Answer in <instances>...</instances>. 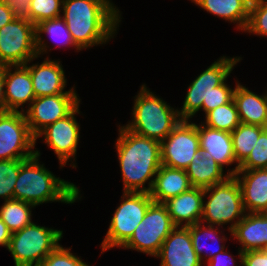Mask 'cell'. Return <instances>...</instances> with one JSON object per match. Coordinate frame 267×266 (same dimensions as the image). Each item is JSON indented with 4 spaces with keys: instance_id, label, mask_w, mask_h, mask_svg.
I'll return each instance as SVG.
<instances>
[{
    "instance_id": "1",
    "label": "cell",
    "mask_w": 267,
    "mask_h": 266,
    "mask_svg": "<svg viewBox=\"0 0 267 266\" xmlns=\"http://www.w3.org/2000/svg\"><path fill=\"white\" fill-rule=\"evenodd\" d=\"M121 14L112 0H63L61 17L75 44L84 50L115 38Z\"/></svg>"
},
{
    "instance_id": "2",
    "label": "cell",
    "mask_w": 267,
    "mask_h": 266,
    "mask_svg": "<svg viewBox=\"0 0 267 266\" xmlns=\"http://www.w3.org/2000/svg\"><path fill=\"white\" fill-rule=\"evenodd\" d=\"M118 132L115 149L121 169L122 191L149 193L162 165L160 142L139 136L122 125L118 126Z\"/></svg>"
},
{
    "instance_id": "3",
    "label": "cell",
    "mask_w": 267,
    "mask_h": 266,
    "mask_svg": "<svg viewBox=\"0 0 267 266\" xmlns=\"http://www.w3.org/2000/svg\"><path fill=\"white\" fill-rule=\"evenodd\" d=\"M40 156V150L36 149L34 156L21 162L13 199L35 207L49 202L74 204L79 201L83 197L79 187L53 174L39 162Z\"/></svg>"
},
{
    "instance_id": "4",
    "label": "cell",
    "mask_w": 267,
    "mask_h": 266,
    "mask_svg": "<svg viewBox=\"0 0 267 266\" xmlns=\"http://www.w3.org/2000/svg\"><path fill=\"white\" fill-rule=\"evenodd\" d=\"M132 119L123 125L129 131L162 142L182 120L178 108H173L160 96L142 84L134 97Z\"/></svg>"
},
{
    "instance_id": "5",
    "label": "cell",
    "mask_w": 267,
    "mask_h": 266,
    "mask_svg": "<svg viewBox=\"0 0 267 266\" xmlns=\"http://www.w3.org/2000/svg\"><path fill=\"white\" fill-rule=\"evenodd\" d=\"M201 223L206 225H225L232 236L233 228L241 221L246 212L243 207L240 184L235 176L204 188ZM206 222V223H205Z\"/></svg>"
},
{
    "instance_id": "6",
    "label": "cell",
    "mask_w": 267,
    "mask_h": 266,
    "mask_svg": "<svg viewBox=\"0 0 267 266\" xmlns=\"http://www.w3.org/2000/svg\"><path fill=\"white\" fill-rule=\"evenodd\" d=\"M63 231L40 226L34 222L11 234L6 250L11 252L15 266L40 265L60 243Z\"/></svg>"
},
{
    "instance_id": "7",
    "label": "cell",
    "mask_w": 267,
    "mask_h": 266,
    "mask_svg": "<svg viewBox=\"0 0 267 266\" xmlns=\"http://www.w3.org/2000/svg\"><path fill=\"white\" fill-rule=\"evenodd\" d=\"M120 202L100 244L101 255L115 247L120 249L131 238L154 201L147 192H123Z\"/></svg>"
},
{
    "instance_id": "8",
    "label": "cell",
    "mask_w": 267,
    "mask_h": 266,
    "mask_svg": "<svg viewBox=\"0 0 267 266\" xmlns=\"http://www.w3.org/2000/svg\"><path fill=\"white\" fill-rule=\"evenodd\" d=\"M243 60L242 57L221 56L207 69L203 70L187 87V93L182 108L178 109L182 120H190L200 110L202 104H208V96L213 88L221 85L233 71L234 67Z\"/></svg>"
},
{
    "instance_id": "9",
    "label": "cell",
    "mask_w": 267,
    "mask_h": 266,
    "mask_svg": "<svg viewBox=\"0 0 267 266\" xmlns=\"http://www.w3.org/2000/svg\"><path fill=\"white\" fill-rule=\"evenodd\" d=\"M175 227L166 206L153 202L131 238L120 249L135 250L155 258Z\"/></svg>"
},
{
    "instance_id": "10",
    "label": "cell",
    "mask_w": 267,
    "mask_h": 266,
    "mask_svg": "<svg viewBox=\"0 0 267 266\" xmlns=\"http://www.w3.org/2000/svg\"><path fill=\"white\" fill-rule=\"evenodd\" d=\"M37 57L36 26L15 18L0 29V64L25 65Z\"/></svg>"
},
{
    "instance_id": "11",
    "label": "cell",
    "mask_w": 267,
    "mask_h": 266,
    "mask_svg": "<svg viewBox=\"0 0 267 266\" xmlns=\"http://www.w3.org/2000/svg\"><path fill=\"white\" fill-rule=\"evenodd\" d=\"M36 143L23 112L0 113V160L28 159Z\"/></svg>"
},
{
    "instance_id": "12",
    "label": "cell",
    "mask_w": 267,
    "mask_h": 266,
    "mask_svg": "<svg viewBox=\"0 0 267 266\" xmlns=\"http://www.w3.org/2000/svg\"><path fill=\"white\" fill-rule=\"evenodd\" d=\"M80 104L65 118L44 128L35 138L43 137V142L57 155L59 165L77 167L76 154L80 141V125L76 119L80 115ZM76 115V117H75ZM68 162H72L67 164Z\"/></svg>"
},
{
    "instance_id": "13",
    "label": "cell",
    "mask_w": 267,
    "mask_h": 266,
    "mask_svg": "<svg viewBox=\"0 0 267 266\" xmlns=\"http://www.w3.org/2000/svg\"><path fill=\"white\" fill-rule=\"evenodd\" d=\"M198 150L200 142L197 124L181 120L160 142L161 163L167 167L186 170Z\"/></svg>"
},
{
    "instance_id": "14",
    "label": "cell",
    "mask_w": 267,
    "mask_h": 266,
    "mask_svg": "<svg viewBox=\"0 0 267 266\" xmlns=\"http://www.w3.org/2000/svg\"><path fill=\"white\" fill-rule=\"evenodd\" d=\"M80 102L77 93L36 97L23 113L31 133L36 138L44 128L69 115Z\"/></svg>"
},
{
    "instance_id": "15",
    "label": "cell",
    "mask_w": 267,
    "mask_h": 266,
    "mask_svg": "<svg viewBox=\"0 0 267 266\" xmlns=\"http://www.w3.org/2000/svg\"><path fill=\"white\" fill-rule=\"evenodd\" d=\"M38 58L37 56L25 64L29 69L33 91L36 97L53 96L61 93H77L75 86L68 91L65 90L67 79L63 65L59 59L52 60L47 56L43 62L33 64L32 62ZM30 63L32 64L30 65Z\"/></svg>"
},
{
    "instance_id": "16",
    "label": "cell",
    "mask_w": 267,
    "mask_h": 266,
    "mask_svg": "<svg viewBox=\"0 0 267 266\" xmlns=\"http://www.w3.org/2000/svg\"><path fill=\"white\" fill-rule=\"evenodd\" d=\"M160 266H204L196 254L188 227L176 226L164 240L159 254Z\"/></svg>"
},
{
    "instance_id": "17",
    "label": "cell",
    "mask_w": 267,
    "mask_h": 266,
    "mask_svg": "<svg viewBox=\"0 0 267 266\" xmlns=\"http://www.w3.org/2000/svg\"><path fill=\"white\" fill-rule=\"evenodd\" d=\"M4 95L5 111L13 112H24L25 104L27 109L36 98L29 69L25 65L5 66Z\"/></svg>"
},
{
    "instance_id": "18",
    "label": "cell",
    "mask_w": 267,
    "mask_h": 266,
    "mask_svg": "<svg viewBox=\"0 0 267 266\" xmlns=\"http://www.w3.org/2000/svg\"><path fill=\"white\" fill-rule=\"evenodd\" d=\"M197 130L200 149L208 157L213 158L223 169L224 166H231L235 163L236 166L234 168L226 170L227 174L234 176L239 167H237L231 133L209 128L202 123L197 124Z\"/></svg>"
},
{
    "instance_id": "19",
    "label": "cell",
    "mask_w": 267,
    "mask_h": 266,
    "mask_svg": "<svg viewBox=\"0 0 267 266\" xmlns=\"http://www.w3.org/2000/svg\"><path fill=\"white\" fill-rule=\"evenodd\" d=\"M240 184L246 213H263L267 209V169L238 170L234 175Z\"/></svg>"
},
{
    "instance_id": "20",
    "label": "cell",
    "mask_w": 267,
    "mask_h": 266,
    "mask_svg": "<svg viewBox=\"0 0 267 266\" xmlns=\"http://www.w3.org/2000/svg\"><path fill=\"white\" fill-rule=\"evenodd\" d=\"M204 188L192 187L163 204L175 226L187 227L201 221Z\"/></svg>"
},
{
    "instance_id": "21",
    "label": "cell",
    "mask_w": 267,
    "mask_h": 266,
    "mask_svg": "<svg viewBox=\"0 0 267 266\" xmlns=\"http://www.w3.org/2000/svg\"><path fill=\"white\" fill-rule=\"evenodd\" d=\"M233 240L240 243L242 252L263 250L267 247V216L264 213H246L233 228Z\"/></svg>"
},
{
    "instance_id": "22",
    "label": "cell",
    "mask_w": 267,
    "mask_h": 266,
    "mask_svg": "<svg viewBox=\"0 0 267 266\" xmlns=\"http://www.w3.org/2000/svg\"><path fill=\"white\" fill-rule=\"evenodd\" d=\"M235 83L233 100L240 123L262 126L267 120V90L264 94L258 95L238 80Z\"/></svg>"
},
{
    "instance_id": "23",
    "label": "cell",
    "mask_w": 267,
    "mask_h": 266,
    "mask_svg": "<svg viewBox=\"0 0 267 266\" xmlns=\"http://www.w3.org/2000/svg\"><path fill=\"white\" fill-rule=\"evenodd\" d=\"M192 187L186 170L161 165L149 194L154 202L164 203Z\"/></svg>"
},
{
    "instance_id": "24",
    "label": "cell",
    "mask_w": 267,
    "mask_h": 266,
    "mask_svg": "<svg viewBox=\"0 0 267 266\" xmlns=\"http://www.w3.org/2000/svg\"><path fill=\"white\" fill-rule=\"evenodd\" d=\"M196 6L207 13L236 24L244 32L248 19L251 0H191Z\"/></svg>"
},
{
    "instance_id": "25",
    "label": "cell",
    "mask_w": 267,
    "mask_h": 266,
    "mask_svg": "<svg viewBox=\"0 0 267 266\" xmlns=\"http://www.w3.org/2000/svg\"><path fill=\"white\" fill-rule=\"evenodd\" d=\"M224 172V169L201 149L196 151L186 169L192 186L200 188H207L225 181L230 175Z\"/></svg>"
},
{
    "instance_id": "26",
    "label": "cell",
    "mask_w": 267,
    "mask_h": 266,
    "mask_svg": "<svg viewBox=\"0 0 267 266\" xmlns=\"http://www.w3.org/2000/svg\"><path fill=\"white\" fill-rule=\"evenodd\" d=\"M187 227L190 231L193 248L196 254L200 257V260L203 262V264L205 261L207 262L216 254L228 248L225 247L224 244L228 240L227 235H225L222 229H220V226L206 225L199 222ZM206 241H210L213 245H216V247L214 248L212 245H207ZM215 241L217 242V244L215 243ZM208 247H213V250L211 249V251H204V249Z\"/></svg>"
},
{
    "instance_id": "27",
    "label": "cell",
    "mask_w": 267,
    "mask_h": 266,
    "mask_svg": "<svg viewBox=\"0 0 267 266\" xmlns=\"http://www.w3.org/2000/svg\"><path fill=\"white\" fill-rule=\"evenodd\" d=\"M43 34L51 36L53 42L56 41V46H68V48H75L77 51H82L74 42L72 35L70 34L67 25L62 17L44 20L36 25V49L37 56L47 54L52 50V47L48 46V42L44 40ZM62 44V45H61ZM49 49V50H48Z\"/></svg>"
},
{
    "instance_id": "28",
    "label": "cell",
    "mask_w": 267,
    "mask_h": 266,
    "mask_svg": "<svg viewBox=\"0 0 267 266\" xmlns=\"http://www.w3.org/2000/svg\"><path fill=\"white\" fill-rule=\"evenodd\" d=\"M32 208L36 207L24 201L11 199L0 207V218L11 233L21 230L32 223Z\"/></svg>"
},
{
    "instance_id": "29",
    "label": "cell",
    "mask_w": 267,
    "mask_h": 266,
    "mask_svg": "<svg viewBox=\"0 0 267 266\" xmlns=\"http://www.w3.org/2000/svg\"><path fill=\"white\" fill-rule=\"evenodd\" d=\"M262 131V126L240 123L231 132L237 167L247 159Z\"/></svg>"
},
{
    "instance_id": "30",
    "label": "cell",
    "mask_w": 267,
    "mask_h": 266,
    "mask_svg": "<svg viewBox=\"0 0 267 266\" xmlns=\"http://www.w3.org/2000/svg\"><path fill=\"white\" fill-rule=\"evenodd\" d=\"M204 117L205 120L201 122L203 125L230 133L240 124L237 107L233 99L229 103L208 112Z\"/></svg>"
},
{
    "instance_id": "31",
    "label": "cell",
    "mask_w": 267,
    "mask_h": 266,
    "mask_svg": "<svg viewBox=\"0 0 267 266\" xmlns=\"http://www.w3.org/2000/svg\"><path fill=\"white\" fill-rule=\"evenodd\" d=\"M23 160H0V198L4 201L13 199L14 186Z\"/></svg>"
},
{
    "instance_id": "32",
    "label": "cell",
    "mask_w": 267,
    "mask_h": 266,
    "mask_svg": "<svg viewBox=\"0 0 267 266\" xmlns=\"http://www.w3.org/2000/svg\"><path fill=\"white\" fill-rule=\"evenodd\" d=\"M244 32L267 37V0H251L249 19Z\"/></svg>"
},
{
    "instance_id": "33",
    "label": "cell",
    "mask_w": 267,
    "mask_h": 266,
    "mask_svg": "<svg viewBox=\"0 0 267 266\" xmlns=\"http://www.w3.org/2000/svg\"><path fill=\"white\" fill-rule=\"evenodd\" d=\"M63 0H31L29 21L35 26L62 16Z\"/></svg>"
},
{
    "instance_id": "34",
    "label": "cell",
    "mask_w": 267,
    "mask_h": 266,
    "mask_svg": "<svg viewBox=\"0 0 267 266\" xmlns=\"http://www.w3.org/2000/svg\"><path fill=\"white\" fill-rule=\"evenodd\" d=\"M72 247L65 248L58 245L46 258L41 262V266H91L84 262L81 256L71 253Z\"/></svg>"
},
{
    "instance_id": "35",
    "label": "cell",
    "mask_w": 267,
    "mask_h": 266,
    "mask_svg": "<svg viewBox=\"0 0 267 266\" xmlns=\"http://www.w3.org/2000/svg\"><path fill=\"white\" fill-rule=\"evenodd\" d=\"M267 169V136L261 132L256 145L238 170Z\"/></svg>"
},
{
    "instance_id": "36",
    "label": "cell",
    "mask_w": 267,
    "mask_h": 266,
    "mask_svg": "<svg viewBox=\"0 0 267 266\" xmlns=\"http://www.w3.org/2000/svg\"><path fill=\"white\" fill-rule=\"evenodd\" d=\"M227 79L219 86L213 88V91L208 96V104H202V111L206 115L218 106L229 103L233 99L234 89L228 85Z\"/></svg>"
},
{
    "instance_id": "37",
    "label": "cell",
    "mask_w": 267,
    "mask_h": 266,
    "mask_svg": "<svg viewBox=\"0 0 267 266\" xmlns=\"http://www.w3.org/2000/svg\"><path fill=\"white\" fill-rule=\"evenodd\" d=\"M237 255L240 266H267V254L264 250L242 252L238 249Z\"/></svg>"
},
{
    "instance_id": "38",
    "label": "cell",
    "mask_w": 267,
    "mask_h": 266,
    "mask_svg": "<svg viewBox=\"0 0 267 266\" xmlns=\"http://www.w3.org/2000/svg\"><path fill=\"white\" fill-rule=\"evenodd\" d=\"M10 8L16 18L29 20L31 0H1Z\"/></svg>"
},
{
    "instance_id": "39",
    "label": "cell",
    "mask_w": 267,
    "mask_h": 266,
    "mask_svg": "<svg viewBox=\"0 0 267 266\" xmlns=\"http://www.w3.org/2000/svg\"><path fill=\"white\" fill-rule=\"evenodd\" d=\"M234 255L229 253V250H223L222 252L216 254L213 258L206 262L207 266H237L235 263Z\"/></svg>"
},
{
    "instance_id": "40",
    "label": "cell",
    "mask_w": 267,
    "mask_h": 266,
    "mask_svg": "<svg viewBox=\"0 0 267 266\" xmlns=\"http://www.w3.org/2000/svg\"><path fill=\"white\" fill-rule=\"evenodd\" d=\"M15 18L10 8L0 0V29Z\"/></svg>"
},
{
    "instance_id": "41",
    "label": "cell",
    "mask_w": 267,
    "mask_h": 266,
    "mask_svg": "<svg viewBox=\"0 0 267 266\" xmlns=\"http://www.w3.org/2000/svg\"><path fill=\"white\" fill-rule=\"evenodd\" d=\"M11 232L7 228V225L0 218V246L8 247L11 238Z\"/></svg>"
},
{
    "instance_id": "42",
    "label": "cell",
    "mask_w": 267,
    "mask_h": 266,
    "mask_svg": "<svg viewBox=\"0 0 267 266\" xmlns=\"http://www.w3.org/2000/svg\"><path fill=\"white\" fill-rule=\"evenodd\" d=\"M4 79L5 65L0 64V113L5 112Z\"/></svg>"
},
{
    "instance_id": "43",
    "label": "cell",
    "mask_w": 267,
    "mask_h": 266,
    "mask_svg": "<svg viewBox=\"0 0 267 266\" xmlns=\"http://www.w3.org/2000/svg\"><path fill=\"white\" fill-rule=\"evenodd\" d=\"M262 129H263L264 133H265L266 136H267V120H266L265 123L262 125Z\"/></svg>"
},
{
    "instance_id": "44",
    "label": "cell",
    "mask_w": 267,
    "mask_h": 266,
    "mask_svg": "<svg viewBox=\"0 0 267 266\" xmlns=\"http://www.w3.org/2000/svg\"><path fill=\"white\" fill-rule=\"evenodd\" d=\"M263 213L267 216V209Z\"/></svg>"
},
{
    "instance_id": "45",
    "label": "cell",
    "mask_w": 267,
    "mask_h": 266,
    "mask_svg": "<svg viewBox=\"0 0 267 266\" xmlns=\"http://www.w3.org/2000/svg\"><path fill=\"white\" fill-rule=\"evenodd\" d=\"M263 250H264V251L266 252V254H267V247H265Z\"/></svg>"
}]
</instances>
